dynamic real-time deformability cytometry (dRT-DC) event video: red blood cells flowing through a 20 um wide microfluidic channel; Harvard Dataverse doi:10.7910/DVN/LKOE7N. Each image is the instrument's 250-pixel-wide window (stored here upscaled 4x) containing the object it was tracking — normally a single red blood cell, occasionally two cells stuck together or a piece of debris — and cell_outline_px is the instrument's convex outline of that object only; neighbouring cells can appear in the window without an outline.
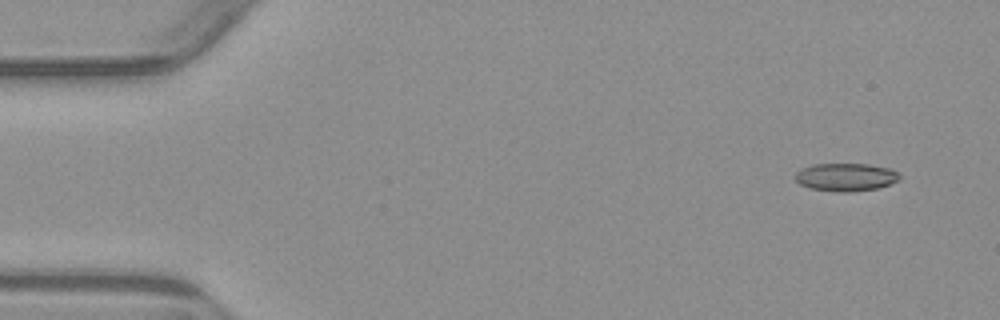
{"species": "common noctule bat (a hibernating species)", "species_latin": "Nyctalus noctula", "temperature_condition": "warm", "stored_images_in_passage": 4, "camera_frame_rate_fps": 3000, "um_per_image_px": 0.085, "animal": {"sex": "male", "body_mass_g": 23.1, "forearm_length_mm": 52.7}, "frame": {"image": 1, "passage_image": 1, "time_ms": 0.0, "image_size_px": [1000, 320], "cell_outline_px": [[900, 180], [876, 188], [852, 192], [840, 192], [808, 188], [800, 184], [796, 180], [796, 172], [800, 168], [812, 164], [868, 164], [892, 168], [900, 176]], "centroid_in_image_um": [71.88, 15.04], "position_along_channel_um": 13.1, "area_um2": 17.05}}